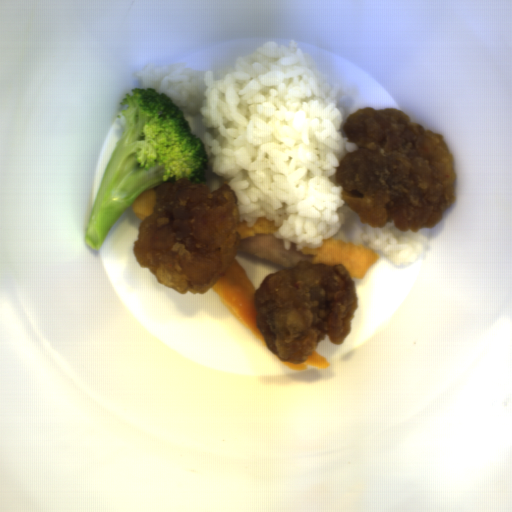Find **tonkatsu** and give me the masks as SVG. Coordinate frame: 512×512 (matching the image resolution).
<instances>
[{
	"instance_id": "1",
	"label": "tonkatsu",
	"mask_w": 512,
	"mask_h": 512,
	"mask_svg": "<svg viewBox=\"0 0 512 512\" xmlns=\"http://www.w3.org/2000/svg\"><path fill=\"white\" fill-rule=\"evenodd\" d=\"M277 226L270 219L258 218L252 227L245 221L238 224L239 245L235 254L247 255L270 261L288 269H293L300 260L311 263L323 262L326 265L341 263L351 277L362 278L373 267L379 256L375 250L357 242L331 236L322 240L320 248L300 249L292 242L285 249L282 239L274 234Z\"/></svg>"
},
{
	"instance_id": "2",
	"label": "tonkatsu",
	"mask_w": 512,
	"mask_h": 512,
	"mask_svg": "<svg viewBox=\"0 0 512 512\" xmlns=\"http://www.w3.org/2000/svg\"><path fill=\"white\" fill-rule=\"evenodd\" d=\"M211 289L249 332L266 343L261 331L256 327L254 297L258 289L248 278L235 256L228 270Z\"/></svg>"
},
{
	"instance_id": "3",
	"label": "tonkatsu",
	"mask_w": 512,
	"mask_h": 512,
	"mask_svg": "<svg viewBox=\"0 0 512 512\" xmlns=\"http://www.w3.org/2000/svg\"><path fill=\"white\" fill-rule=\"evenodd\" d=\"M157 189L158 188L146 189L130 203V208L140 224L144 219L152 215L155 210Z\"/></svg>"
},
{
	"instance_id": "4",
	"label": "tonkatsu",
	"mask_w": 512,
	"mask_h": 512,
	"mask_svg": "<svg viewBox=\"0 0 512 512\" xmlns=\"http://www.w3.org/2000/svg\"><path fill=\"white\" fill-rule=\"evenodd\" d=\"M283 364L285 366H287L289 369H295V370H303V369H306L308 367H317L319 369H327L328 367L333 365L322 354H320L317 350L303 364H293V363H290V362H283Z\"/></svg>"
}]
</instances>
